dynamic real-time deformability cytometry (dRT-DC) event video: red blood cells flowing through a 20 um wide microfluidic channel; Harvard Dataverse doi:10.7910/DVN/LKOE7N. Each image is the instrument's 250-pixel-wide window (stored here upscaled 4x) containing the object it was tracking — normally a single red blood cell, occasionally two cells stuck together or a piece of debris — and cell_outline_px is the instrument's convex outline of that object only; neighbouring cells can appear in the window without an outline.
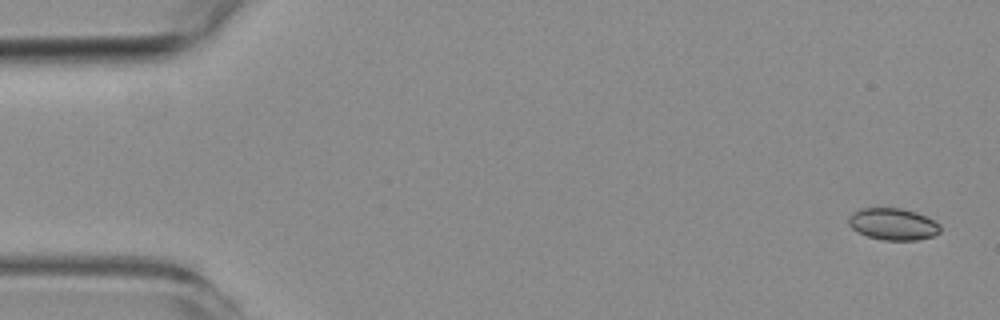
{"species": "common noctule bat (a hibernating species)", "species_latin": "Nyctalus noctula", "temperature_condition": "room temperature", "stored_images_in_passage": 5, "camera_frame_rate_fps": 3000, "um_per_image_px": 0.085, "animal": {"sex": "female", "body_mass_g": 19.3, "forearm_length_mm": 54.1}, "frame": {"image": 1, "passage_image": 1, "time_ms": 0.0, "image_size_px": [1000, 320], "cell_outline_px": [[940, 232], [932, 236], [916, 240], [884, 240], [868, 236], [852, 228], [848, 224], [848, 216], [852, 212], [860, 208], [900, 208], [916, 212], [940, 224]], "centroid_in_image_um": [75.88, 19.04], "position_along_channel_um": 9.1, "area_um2": 16.88}}
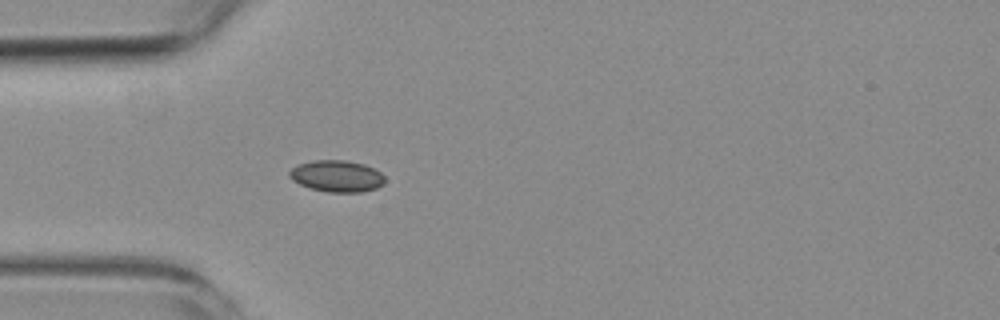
{"frame": {"image": 2, "passage_image": 5, "time_ms": 4.667, "image_size_px": [1000, 320], "cell_outline_px": [[384, 184], [376, 188], [360, 192], [328, 192], [308, 188], [292, 180], [288, 176], [288, 172], [292, 168], [300, 164], [312, 160], [344, 160], [364, 164], [380, 172], [384, 176]], "centroid_in_image_um": [28.61, 14.97], "position_along_channel_um": 56.4, "area_um2": 17.57}}